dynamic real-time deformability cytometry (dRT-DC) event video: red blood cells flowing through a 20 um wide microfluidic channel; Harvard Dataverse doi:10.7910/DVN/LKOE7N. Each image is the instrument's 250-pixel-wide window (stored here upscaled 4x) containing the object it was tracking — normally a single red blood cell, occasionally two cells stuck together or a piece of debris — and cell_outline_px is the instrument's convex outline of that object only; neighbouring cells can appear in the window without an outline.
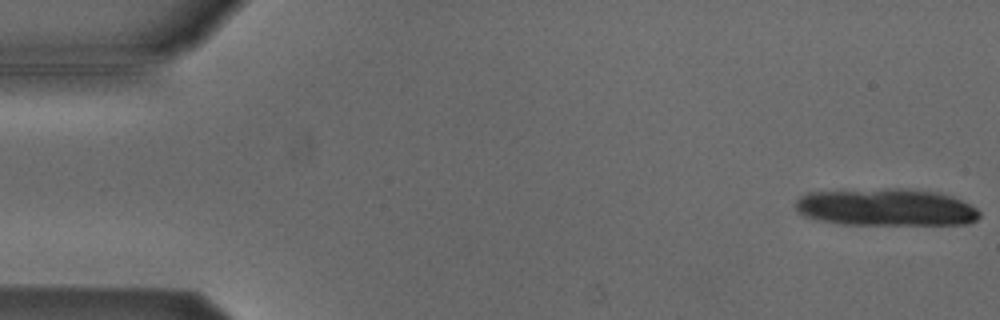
{"species": "Egyptian fruit bat (a non-hibernating species)", "species_latin": "Rousettus aegyptiacus", "temperature_condition": "cold", "stored_images_in_passage": 14, "camera_frame_rate_fps": 3000, "um_per_image_px": 0.085, "animal": {"sex": "male"}, "frame": {"image": 1, "passage_image": 1, "time_ms": 0.0, "image_size_px": [1000, 320], "cell_outline_px": [[980, 216], [976, 220], [968, 224], [840, 224], [820, 220], [804, 216], [796, 208], [796, 200], [800, 196], [808, 192], [884, 188], [908, 188], [940, 192], [952, 196], [976, 208], [980, 212]], "centroid_in_image_um": [75.32, 17.61], "position_along_channel_um": 9.7, "area_um2": 40.11}}